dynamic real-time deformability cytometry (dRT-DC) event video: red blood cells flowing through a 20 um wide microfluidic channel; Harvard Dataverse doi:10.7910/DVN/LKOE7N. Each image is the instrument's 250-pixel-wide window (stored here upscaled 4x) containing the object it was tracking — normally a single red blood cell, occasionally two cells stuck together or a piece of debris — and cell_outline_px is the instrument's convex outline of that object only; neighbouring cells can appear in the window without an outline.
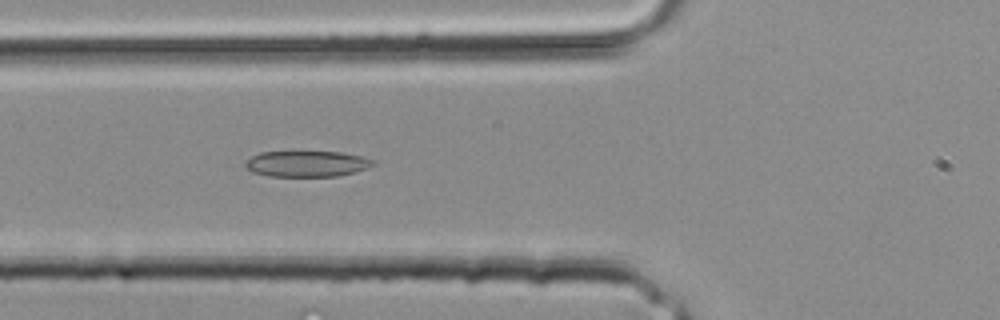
{"species": "common noctule bat (a hibernating species)", "species_latin": "Nyctalus noctula", "temperature_condition": "room temperature", "stored_images_in_passage": 12, "camera_frame_rate_fps": 3000, "um_per_image_px": 0.085, "animal": {"sex": "male", "body_mass_g": 20.4}, "frame": {"image": 1, "passage_image": 12, "time_ms": 3.667, "image_size_px": [1000, 320], "cell_outline_px": [[376, 164], [352, 172], [336, 176], [268, 176], [252, 172], [244, 164], [252, 156], [260, 152], [340, 152], [360, 156], [372, 160]], "centroid_in_image_um": [26.03, 13.92], "position_along_channel_um": 99.8, "area_um2": 18.9}}